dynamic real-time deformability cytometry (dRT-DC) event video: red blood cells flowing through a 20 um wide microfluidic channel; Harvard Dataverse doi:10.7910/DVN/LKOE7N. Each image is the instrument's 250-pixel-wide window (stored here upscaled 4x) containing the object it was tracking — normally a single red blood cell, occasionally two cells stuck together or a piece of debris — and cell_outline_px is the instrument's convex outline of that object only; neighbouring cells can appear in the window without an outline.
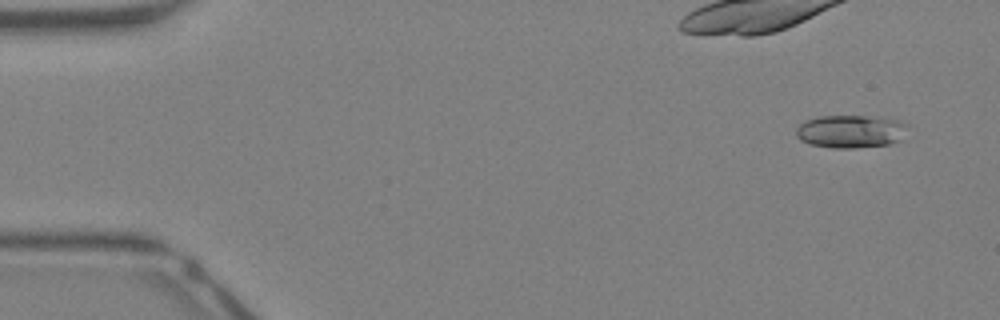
{"species": "Egyptian fruit bat (a non-hibernating species)", "species_latin": "Rousettus aegyptiacus", "temperature_condition": "warm", "stored_images_in_passage": 40, "camera_frame_rate_fps": 3000, "um_per_image_px": 0.085, "animal": {"sex": "female"}, "frame": {"image": 1, "passage_image": 1, "time_ms": 0.0, "image_size_px": [1000, 320], "cell_outline_px": [[884, 140], [880, 144], [816, 144], [808, 140], [816, 120], [864, 120]], "centroid_in_image_um": [71.73, 11.29], "position_along_channel_um": 13.3, "area_um2": 10.98}}
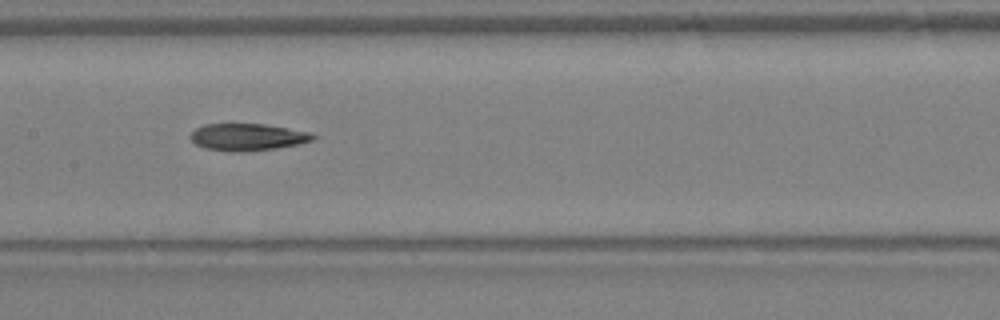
{"frame": {"image": 2, "passage_image": 20, "time_ms": 6.333, "image_size_px": [1000, 320], "cell_outline_px": [[308, 136], [304, 140], [288, 144], [260, 148], [216, 148], [204, 144], [196, 140], [196, 132], [204, 128], [220, 124], [252, 124], [280, 128]], "centroid_in_image_um": [20.95, 11.59], "position_along_channel_um": 186.5, "area_um2": 14.91}}
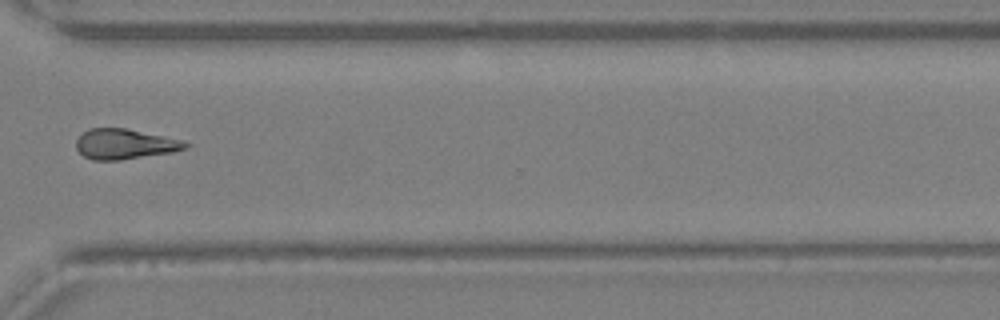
{"frame": {"image": 3, "passage_image": 31, "time_ms": 10.0, "image_size_px": [1000, 320], "cell_outline_px": [[180, 148], [160, 152], [132, 156], [88, 156], [80, 148], [88, 132], [96, 128], [120, 128], [180, 144]], "centroid_in_image_um": [10.46, 12.18], "position_along_channel_um": 360.1, "area_um2": 14.45}}